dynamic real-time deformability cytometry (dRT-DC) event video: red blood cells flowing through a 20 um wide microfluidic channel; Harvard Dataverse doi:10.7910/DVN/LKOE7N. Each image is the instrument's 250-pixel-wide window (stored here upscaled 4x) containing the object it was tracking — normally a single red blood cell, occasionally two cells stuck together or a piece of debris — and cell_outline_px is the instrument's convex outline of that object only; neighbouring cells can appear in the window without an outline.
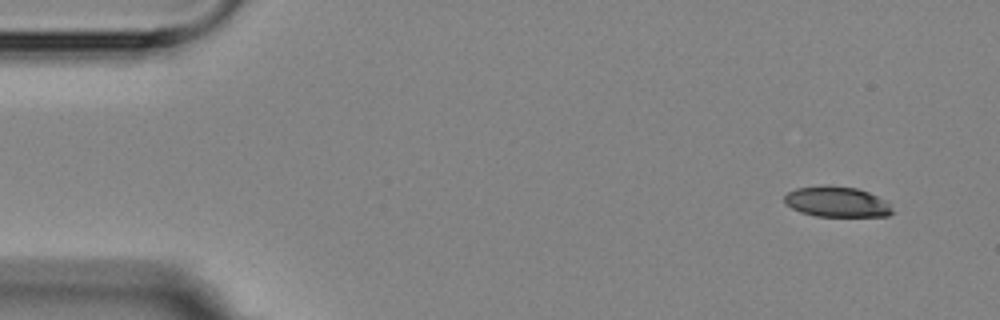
{"species": "Egyptian fruit bat (a non-hibernating species)", "species_latin": "Rousettus aegyptiacus", "temperature_condition": "room temperature", "stored_images_in_passage": 5, "camera_frame_rate_fps": 3000, "um_per_image_px": 0.085, "animal": {"sex": "female"}, "frame": {"image": 1, "passage_image": 1, "time_ms": 0.0, "image_size_px": [1000, 320], "cell_outline_px": [[896, 212], [888, 216], [816, 216], [800, 212], [792, 208], [784, 200], [784, 196], [788, 192], [796, 188], [856, 188], [868, 192], [884, 200]], "centroid_in_image_um": [71.17, 17.21], "position_along_channel_um": 13.8, "area_um2": 18.32}}
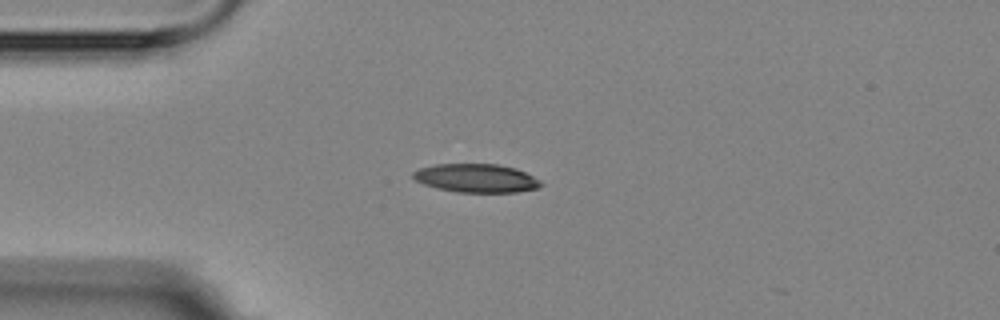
{"frame": {"image": 2, "passage_image": 4, "time_ms": 3.333, "image_size_px": [1000, 320], "cell_outline_px": [[544, 184], [536, 188], [516, 192], [456, 192], [436, 188], [424, 184], [416, 180], [412, 176], [412, 172], [420, 168], [436, 164], [496, 164], [516, 168], [540, 180]], "centroid_in_image_um": [40.47, 15.14], "position_along_channel_um": 44.5, "area_um2": 21.15}}